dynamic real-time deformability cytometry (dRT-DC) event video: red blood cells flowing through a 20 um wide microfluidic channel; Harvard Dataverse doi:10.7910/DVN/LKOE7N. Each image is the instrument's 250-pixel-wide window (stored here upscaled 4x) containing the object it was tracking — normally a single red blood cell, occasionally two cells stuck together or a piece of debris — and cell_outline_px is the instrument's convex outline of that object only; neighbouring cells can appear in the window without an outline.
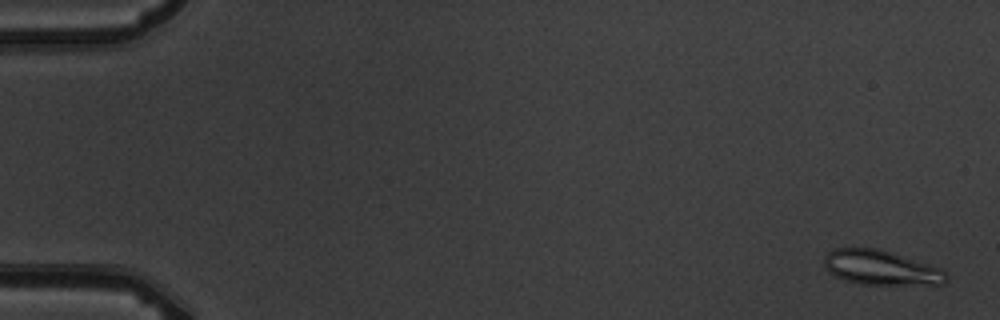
{"species": "common noctule bat (a hibernating species)", "species_latin": "Nyctalus noctula", "temperature_condition": "warm", "stored_images_in_passage": 3, "camera_frame_rate_fps": 3000, "um_per_image_px": 0.085, "animal": {"sex": "male", "body_mass_g": 19.5, "forearm_length_mm": 54.6}, "frame": {"image": 1, "passage_image": 3, "time_ms": 3.0, "image_size_px": [1000, 320], "cell_outline_px": [[948, 280], [944, 284], [860, 284], [836, 276], [828, 272], [824, 268], [824, 256], [828, 252], [836, 248], [880, 248], [940, 268], [948, 276]], "centroid_in_image_um": [74.86, 22.74], "position_along_channel_um": 10.1, "area_um2": 24.51}}